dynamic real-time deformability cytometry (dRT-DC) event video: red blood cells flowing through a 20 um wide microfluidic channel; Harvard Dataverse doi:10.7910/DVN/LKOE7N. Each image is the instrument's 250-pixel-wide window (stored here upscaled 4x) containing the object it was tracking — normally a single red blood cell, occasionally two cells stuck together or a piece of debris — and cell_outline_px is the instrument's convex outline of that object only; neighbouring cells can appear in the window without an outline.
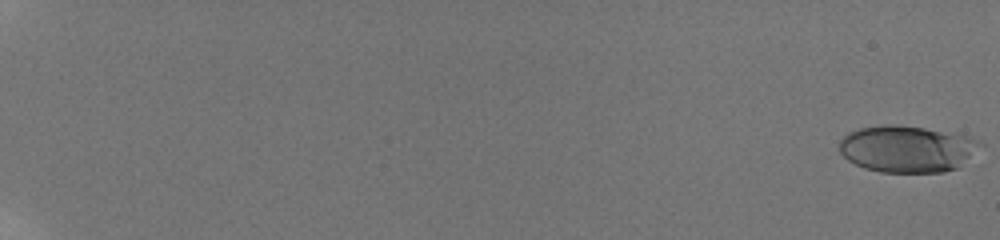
{"species": "human", "species_latin": "Homo sapiens", "temperature_condition": "room temperature", "stored_images_in_passage": 59, "camera_frame_rate_fps": 3000, "um_per_image_px": 0.085, "donor": {"sex": "male"}, "frame": {"image": 1, "passage_image": 1, "time_ms": 0.0, "image_size_px": [1000, 240], "cell_outline_px": [[984, 144], [956, 168], [944, 172], [880, 172], [864, 168], [848, 160], [840, 152], [840, 140], [848, 132], [860, 128], [884, 124], [892, 124], [924, 128], [972, 136], [980, 140]], "centroid_in_image_um": [77.11, 12.64], "position_along_channel_um": 7.9, "area_um2": 38.32}}
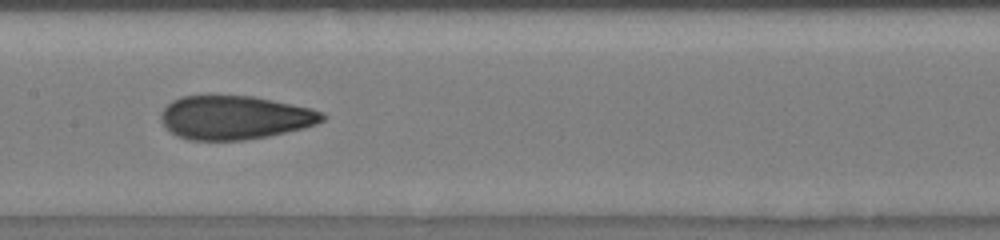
{"frame": {"image": 2, "passage_image": 35, "time_ms": 11.333, "image_size_px": [1000, 240], "cell_outline_px": [[328, 116], [324, 120], [316, 124], [304, 128], [268, 136], [244, 140], [188, 140], [176, 136], [160, 120], [160, 112], [172, 100], [180, 96], [252, 96], [312, 108], [324, 112]], "centroid_in_image_um": [19.97, 9.99], "position_along_channel_um": 187.4, "area_um2": 41.21}}
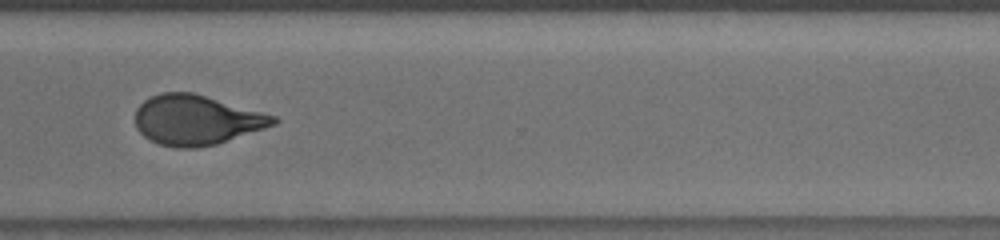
{"frame": {"image": 3, "passage_image": 48, "time_ms": 15.667, "image_size_px": [1000, 240], "cell_outline_px": [[280, 120], [276, 124], [216, 144], [196, 148], [176, 148], [160, 144], [144, 136], [136, 128], [136, 108], [144, 100], [160, 92], [192, 92], [276, 116]], "centroid_in_image_um": [16.68, 10.2], "position_along_channel_um": 353.9, "area_um2": 39.88}, "authors_computed_cell_mechanics": {"area_um2": 39.3618, "velocity_mm_per_s": 3.8512, "shape_relaxation_time_tau1_ms": 8.7852, "shape_relaxation_time_tau2_ms": 1.1597, "deformation_change_tau1": 0.2571, "deformation_change_tau2": 0.08}}